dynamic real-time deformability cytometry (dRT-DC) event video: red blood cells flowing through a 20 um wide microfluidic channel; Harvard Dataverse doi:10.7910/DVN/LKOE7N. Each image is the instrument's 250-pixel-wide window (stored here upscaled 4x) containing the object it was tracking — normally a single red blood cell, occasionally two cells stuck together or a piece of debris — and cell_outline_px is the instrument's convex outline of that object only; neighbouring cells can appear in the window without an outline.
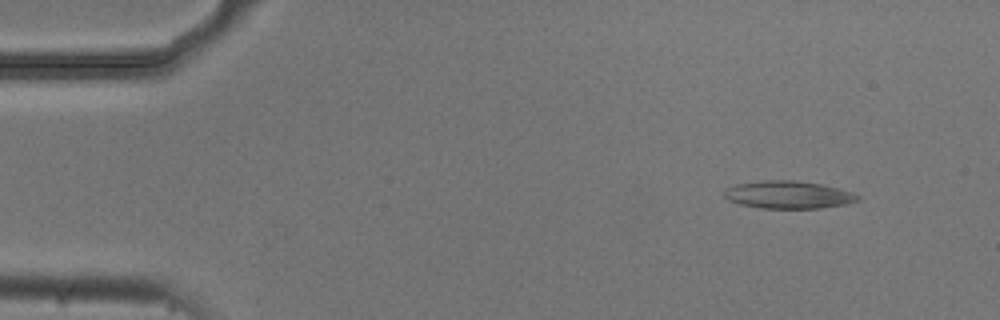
{"species": "common noctule bat (a hibernating species)", "species_latin": "Nyctalus noctula", "temperature_condition": "cold", "stored_images_in_passage": 4, "camera_frame_rate_fps": 3000, "um_per_image_px": 0.085, "animal": {"sex": "male", "body_mass_g": 20.5, "forearm_length_mm": 52.5}, "frame": {"image": 1, "passage_image": 1, "time_ms": 0.0, "image_size_px": [1000, 320], "cell_outline_px": [[860, 200], [844, 204], [820, 208], [760, 208], [740, 204], [728, 200], [724, 196], [724, 188], [736, 184], [760, 180], [796, 180], [820, 184], [852, 192], [860, 196]], "centroid_in_image_um": [66.96, 16.55], "position_along_channel_um": 18.0, "area_um2": 21.5}}
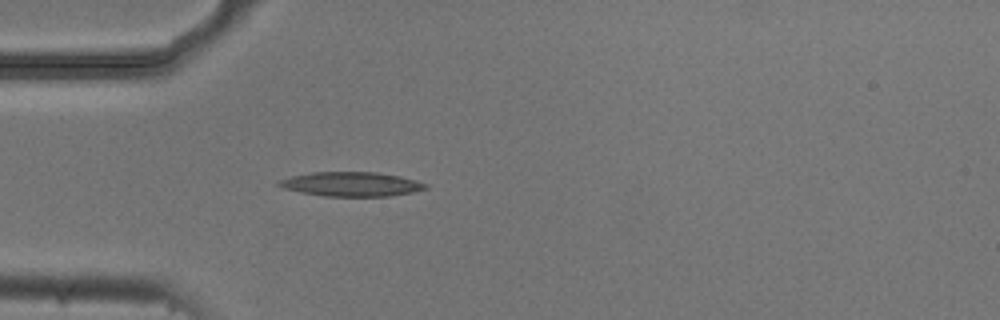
{"frame": {"image": 2, "passage_image": 4, "time_ms": 1.0, "image_size_px": [1000, 320], "cell_outline_px": [[428, 188], [412, 192], [388, 196], [324, 196], [300, 192], [284, 188], [276, 184], [276, 180], [292, 176], [312, 172], [376, 172], [400, 176], [416, 180], [428, 184]], "centroid_in_image_um": [29.85, 15.65], "position_along_channel_um": 55.2, "area_um2": 20.81}}